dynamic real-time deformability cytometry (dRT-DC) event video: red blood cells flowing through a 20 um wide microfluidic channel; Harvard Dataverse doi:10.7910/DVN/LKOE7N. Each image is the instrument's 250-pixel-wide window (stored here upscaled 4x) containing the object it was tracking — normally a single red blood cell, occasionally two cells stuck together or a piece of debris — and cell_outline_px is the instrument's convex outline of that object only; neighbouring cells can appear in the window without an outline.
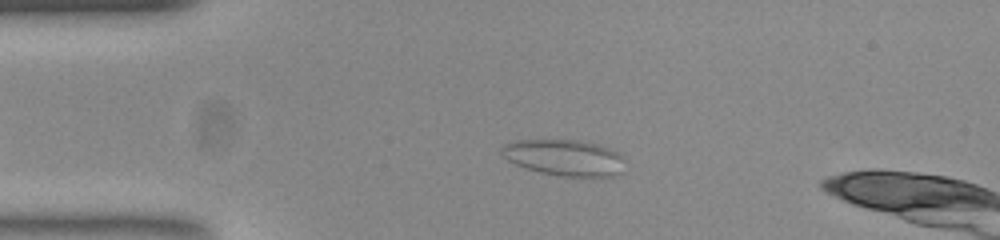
{"species": "common noctule bat (a hibernating species)", "species_latin": "Nyctalus noctula", "temperature_condition": "room temperature", "stored_images_in_passage": 45, "camera_frame_rate_fps": 3000, "um_per_image_px": 0.085, "animal": {"sex": "female", "body_mass_g": 23.0, "forearm_length_mm": 53.4}, "frame": {"image": 1, "passage_image": 12, "time_ms": 3.667, "image_size_px": [1000, 240], "cell_outline_px": [[616, 156], [608, 176], [560, 176], [540, 172], [528, 168], [512, 160], [508, 148], [508, 144], [532, 140], [576, 140], [592, 144], [616, 152]], "centroid_in_image_um": [47.89, 13.39], "position_along_channel_um": 37.1, "area_um2": 22.72}}
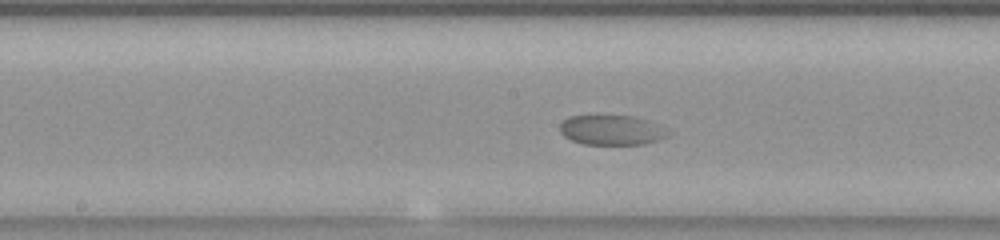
{"frame": {"image": 2, "passage_image": 28, "time_ms": 9.0, "image_size_px": [1000, 240], "cell_outline_px": [[664, 136], [656, 140], [644, 144], [584, 144], [572, 140], [564, 136], [560, 132], [560, 124], [564, 120], [572, 116], [632, 116], [644, 120]], "centroid_in_image_um": [51.75, 11.07], "position_along_channel_um": 196.4, "area_um2": 17.51}}
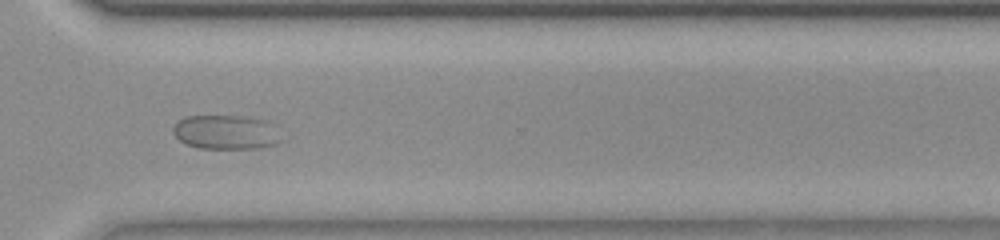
{"frame": {"image": 3, "passage_image": 41, "time_ms": 13.333, "image_size_px": [1000, 240], "cell_outline_px": [[280, 140], [276, 144], [260, 148], [200, 148], [188, 144], [180, 140], [176, 136], [176, 124], [180, 120], [188, 116], [240, 116], [260, 120]], "centroid_in_image_um": [19.1, 11.25], "position_along_channel_um": 351.5, "area_um2": 20.23}}